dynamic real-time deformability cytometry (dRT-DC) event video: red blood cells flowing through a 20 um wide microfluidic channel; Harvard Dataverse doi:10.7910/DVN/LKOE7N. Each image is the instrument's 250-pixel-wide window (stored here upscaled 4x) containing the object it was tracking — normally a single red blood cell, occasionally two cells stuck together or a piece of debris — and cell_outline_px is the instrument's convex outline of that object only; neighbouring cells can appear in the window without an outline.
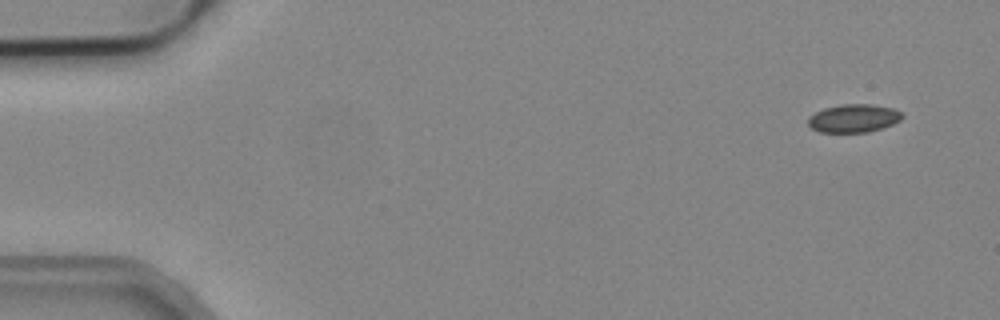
{"species": "common noctule bat (a hibernating species)", "species_latin": "Nyctalus noctula", "temperature_condition": "cold", "stored_images_in_passage": 5, "camera_frame_rate_fps": 3000, "um_per_image_px": 0.085, "animal": {"sex": "male", "body_mass_g": 19.2, "forearm_length_mm": 51.8}, "frame": {"image": 1, "passage_image": 1, "time_ms": 0.0, "image_size_px": [1000, 320], "cell_outline_px": [[904, 116], [900, 120], [892, 124], [868, 132], [820, 132], [812, 128], [808, 124], [808, 116], [824, 108], [840, 104], [872, 104], [892, 108], [904, 112]], "centroid_in_image_um": [72.57, 10.04], "position_along_channel_um": 12.4, "area_um2": 15.49}}
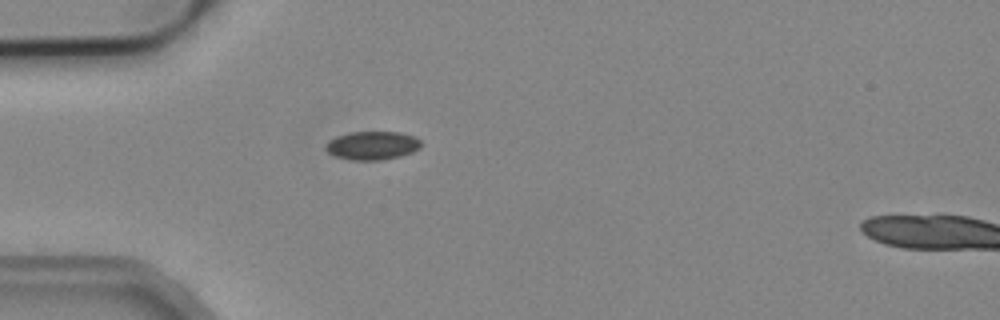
{"frame": {"image": 2, "passage_image": 4, "time_ms": 1.0, "image_size_px": [1000, 320], "cell_outline_px": [[420, 148], [412, 152], [400, 156], [380, 160], [352, 160], [336, 156], [328, 152], [324, 148], [324, 144], [328, 140], [336, 136], [348, 132], [400, 132], [416, 136], [420, 140]], "centroid_in_image_um": [31.62, 12.35], "position_along_channel_um": 53.4, "area_um2": 15.95}}